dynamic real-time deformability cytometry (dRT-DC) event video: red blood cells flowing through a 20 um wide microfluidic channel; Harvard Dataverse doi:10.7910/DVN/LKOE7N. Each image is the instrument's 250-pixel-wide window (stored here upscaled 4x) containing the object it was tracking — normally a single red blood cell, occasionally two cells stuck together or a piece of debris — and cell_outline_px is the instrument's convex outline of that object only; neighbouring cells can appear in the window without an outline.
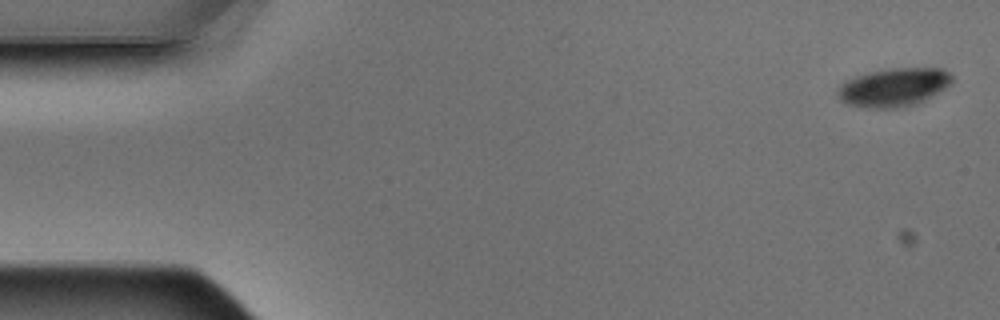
{"species": "Egyptian fruit bat (a non-hibernating species)", "species_latin": "Rousettus aegyptiacus", "temperature_condition": "warm", "stored_images_in_passage": 12, "camera_frame_rate_fps": 3000, "um_per_image_px": 0.085, "animal": {"sex": "male"}, "frame": {"image": 1, "passage_image": 1, "time_ms": 0.0, "image_size_px": [1000, 320], "cell_outline_px": [[952, 80], [944, 88], [924, 100], [916, 104], [900, 108], [868, 108], [848, 104], [840, 100], [836, 92], [840, 84], [856, 76], [872, 72], [892, 68], [940, 68], [948, 72], [952, 76]], "centroid_in_image_um": [75.94, 7.43], "position_along_channel_um": 9.1, "area_um2": 25.32}}
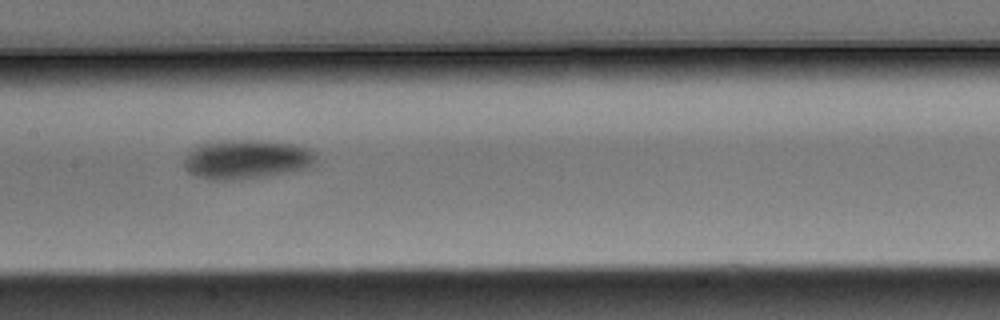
{"frame": {"image": 2, "passage_image": 7, "time_ms": 2.0, "image_size_px": [1000, 320], "cell_outline_px": [[316, 160], [312, 168], [232, 180], [208, 180], [192, 176], [184, 168], [184, 156], [196, 144], [220, 140], [260, 140], [296, 144], [308, 148], [316, 156]], "centroid_in_image_um": [20.89, 13.53], "position_along_channel_um": 186.5, "area_um2": 30.58}}
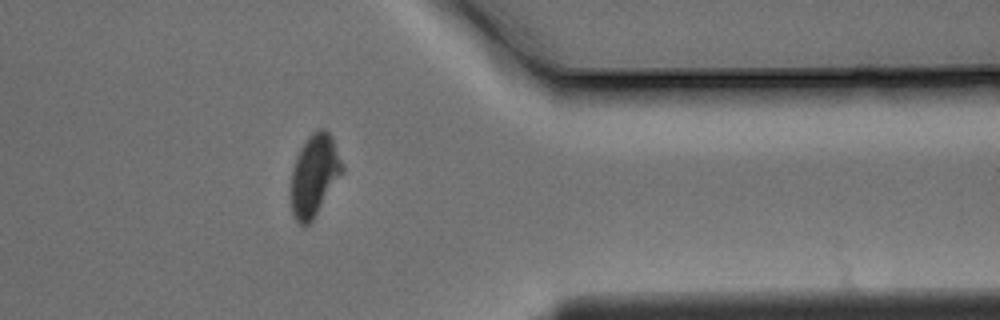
{"frame": {"image": 3, "passage_image": 12, "time_ms": 3.667, "image_size_px": [1000, 320], "cell_outline_px": [[344, 172], [312, 220], [304, 228], [296, 220], [292, 212], [292, 168], [296, 156], [300, 148], [308, 136], [312, 132], [320, 128], [324, 128], [332, 136], [344, 164]], "centroid_in_image_um": [26.75, 14.86], "position_along_channel_um": 384.7, "area_um2": 24.45}}